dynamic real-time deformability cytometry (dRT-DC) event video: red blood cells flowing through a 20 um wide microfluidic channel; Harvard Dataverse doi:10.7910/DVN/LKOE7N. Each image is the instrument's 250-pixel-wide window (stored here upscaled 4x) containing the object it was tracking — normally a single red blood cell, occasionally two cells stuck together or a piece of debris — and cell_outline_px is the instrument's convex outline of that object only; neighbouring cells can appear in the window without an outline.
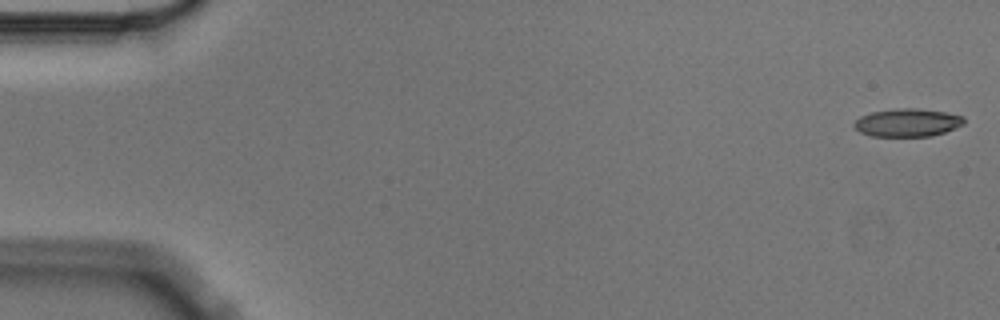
{"species": "Egyptian fruit bat (a non-hibernating species)", "species_latin": "Rousettus aegyptiacus", "temperature_condition": "cold", "stored_images_in_passage": 6, "camera_frame_rate_fps": 3000, "um_per_image_px": 0.085, "animal": {"sex": "male"}, "frame": {"image": 1, "passage_image": 1, "time_ms": 0.0, "image_size_px": [1000, 320], "cell_outline_px": [[964, 124], [944, 132], [932, 136], [872, 136], [860, 132], [852, 124], [860, 116], [872, 112], [896, 108], [916, 108], [944, 112], [964, 116]], "centroid_in_image_um": [77.12, 10.42], "position_along_channel_um": 7.9, "area_um2": 17.86}}
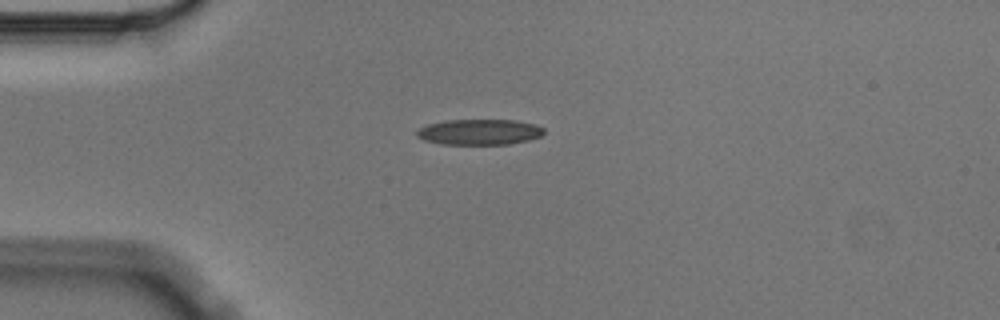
{"frame": {"image": 2, "passage_image": 5, "time_ms": 1.333, "image_size_px": [1000, 320], "cell_outline_px": [[544, 132], [540, 136], [528, 140], [508, 144], [440, 144], [424, 140], [416, 136], [416, 132], [420, 128], [428, 124], [448, 120], [516, 120], [536, 124], [544, 128]], "centroid_in_image_um": [40.75, 11.22], "position_along_channel_um": 44.2, "area_um2": 18.96}}